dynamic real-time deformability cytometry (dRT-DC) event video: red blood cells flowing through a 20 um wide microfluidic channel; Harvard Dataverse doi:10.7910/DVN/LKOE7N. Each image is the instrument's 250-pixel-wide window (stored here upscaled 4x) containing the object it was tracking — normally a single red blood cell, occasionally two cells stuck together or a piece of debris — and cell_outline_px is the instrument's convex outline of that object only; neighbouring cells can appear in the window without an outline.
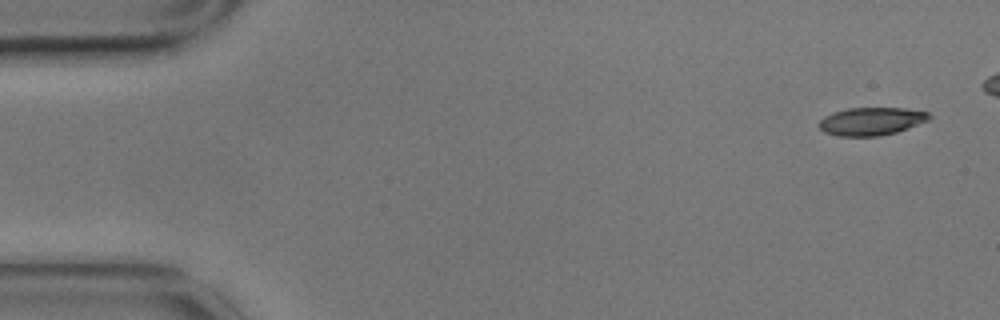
{"species": "common noctule bat (a hibernating species)", "species_latin": "Nyctalus noctula", "temperature_condition": "cold", "stored_images_in_passage": 10, "camera_frame_rate_fps": 3000, "um_per_image_px": 0.085, "animal": {"sex": "male", "body_mass_g": 17.9}, "frame": {"image": 1, "passage_image": 1, "time_ms": 0.0, "image_size_px": [1000, 320], "cell_outline_px": [[932, 116], [928, 120], [908, 128], [896, 132], [880, 136], [836, 136], [824, 132], [816, 124], [824, 116], [832, 112], [848, 108], [904, 108], [928, 112]], "centroid_in_image_um": [74.02, 10.31], "position_along_channel_um": 11.0, "area_um2": 18.03}}